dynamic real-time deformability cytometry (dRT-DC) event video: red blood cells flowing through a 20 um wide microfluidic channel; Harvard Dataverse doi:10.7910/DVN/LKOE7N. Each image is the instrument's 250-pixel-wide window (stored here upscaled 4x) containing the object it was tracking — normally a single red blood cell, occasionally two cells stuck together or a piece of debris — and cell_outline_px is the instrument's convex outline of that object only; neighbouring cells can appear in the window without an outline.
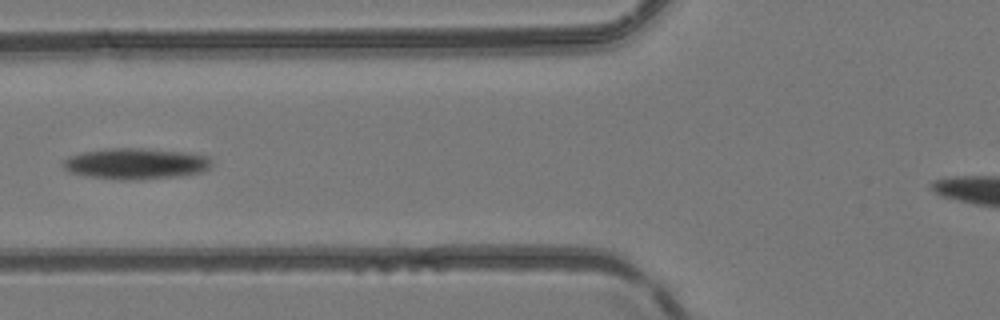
{"species": "common noctule bat (a hibernating species)", "species_latin": "Nyctalus noctula", "temperature_condition": "room temperature", "stored_images_in_passage": 5, "camera_frame_rate_fps": 3000, "um_per_image_px": 0.085, "animal": {"sex": "female", "body_mass_g": 24.6, "forearm_length_mm": 56.2}, "frame": {"image": 1, "passage_image": 4, "time_ms": 3.333, "image_size_px": [1000, 320], "cell_outline_px": [[212, 164], [208, 168], [200, 172], [180, 176], [128, 180], [88, 176], [68, 172], [60, 164], [68, 156], [80, 152], [108, 148], [144, 148], [188, 152], [208, 156], [212, 160]], "centroid_in_image_um": [11.52, 13.89], "position_along_channel_um": 114.3, "area_um2": 26.99}}
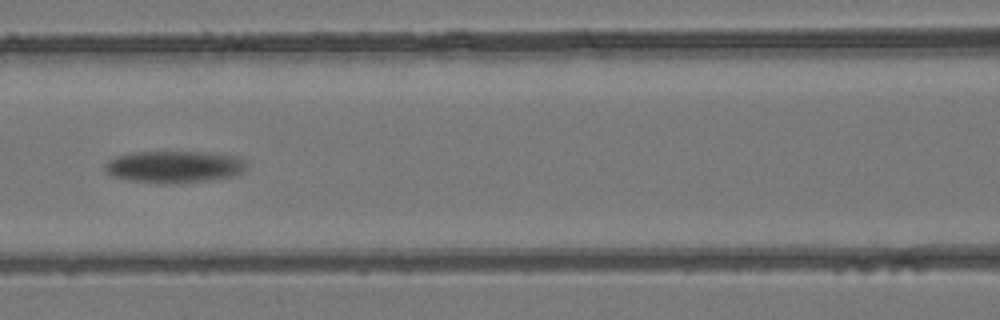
{"frame": {"image": 2, "passage_image": 5, "time_ms": 4.333, "image_size_px": [1000, 320], "cell_outline_px": [[248, 168], [232, 176], [204, 180], [168, 184], [128, 180], [112, 176], [104, 168], [104, 164], [108, 160], [116, 156], [132, 152], [204, 152], [236, 156], [244, 160], [248, 164]], "centroid_in_image_um": [14.78, 14.16], "position_along_channel_um": 151.8, "area_um2": 26.24}}